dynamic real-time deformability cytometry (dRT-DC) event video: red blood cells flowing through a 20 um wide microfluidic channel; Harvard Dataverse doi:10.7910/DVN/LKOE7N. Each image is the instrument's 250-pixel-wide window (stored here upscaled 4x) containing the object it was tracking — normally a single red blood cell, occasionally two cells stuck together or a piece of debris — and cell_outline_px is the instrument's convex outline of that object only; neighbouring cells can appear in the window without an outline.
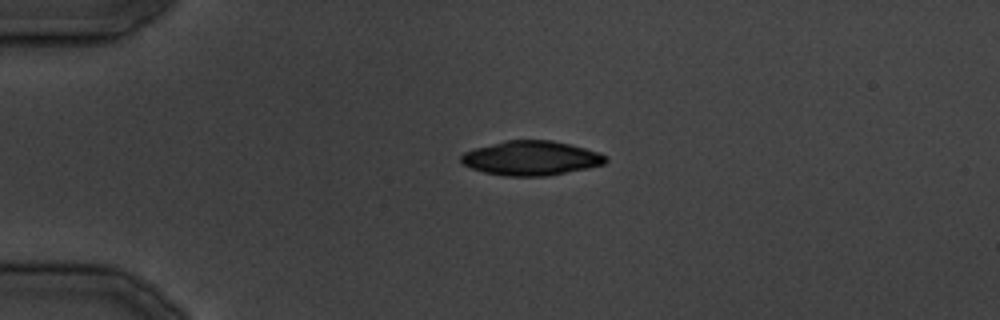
{"species": "common noctule bat (a hibernating species)", "species_latin": "Nyctalus noctula", "temperature_condition": "cold", "stored_images_in_passage": 8, "camera_frame_rate_fps": 3000, "um_per_image_px": 0.085, "animal": {"sex": "male", "body_mass_g": 19.5, "forearm_length_mm": 54.6}, "frame": {"image": 1, "passage_image": 1, "time_ms": 0.0, "image_size_px": [1000, 320], "cell_outline_px": [[608, 160], [604, 164], [588, 168], [548, 176], [504, 176], [484, 172], [472, 168], [464, 164], [460, 160], [460, 156], [464, 152], [476, 148], [504, 140], [552, 140], [600, 152], [608, 156]], "centroid_in_image_um": [45.17, 13.44], "position_along_channel_um": 39.8, "area_um2": 29.02}}